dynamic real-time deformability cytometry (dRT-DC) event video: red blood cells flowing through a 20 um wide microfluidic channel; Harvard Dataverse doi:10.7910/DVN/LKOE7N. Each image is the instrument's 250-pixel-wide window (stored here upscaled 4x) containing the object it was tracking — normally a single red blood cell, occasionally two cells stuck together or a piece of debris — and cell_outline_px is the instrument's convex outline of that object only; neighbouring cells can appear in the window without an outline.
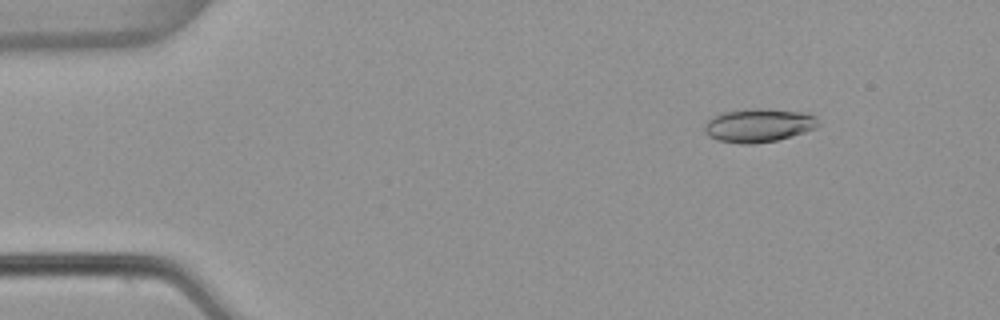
{"species": "common noctule bat (a hibernating species)", "species_latin": "Nyctalus noctula", "temperature_condition": "warm", "stored_images_in_passage": 53, "camera_frame_rate_fps": 3000, "um_per_image_px": 0.085, "animal": {"sex": "female", "body_mass_g": 22.7, "forearm_length_mm": 54.2}, "frame": {"image": 1, "passage_image": 7, "time_ms": 2.0, "image_size_px": [1000, 320], "cell_outline_px": [[820, 124], [816, 128], [804, 132], [776, 140], [752, 144], [744, 144], [720, 140], [708, 136], [704, 132], [704, 124], [708, 120], [720, 112], [756, 108], [768, 108], [808, 112], [816, 116]], "centroid_in_image_um": [64.51, 10.63], "position_along_channel_um": 20.5, "area_um2": 22.43}}
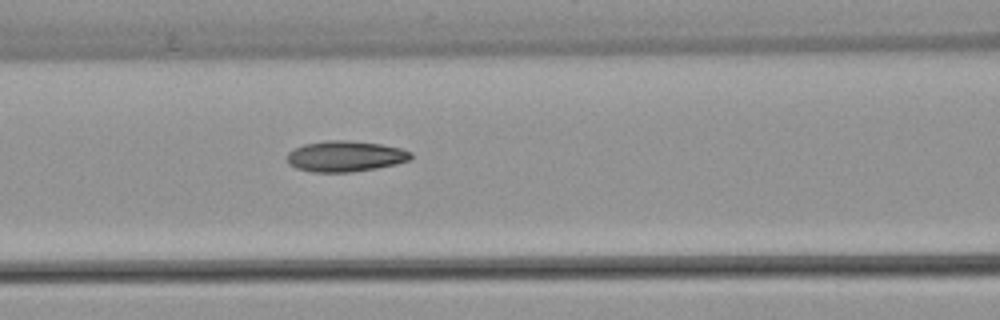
{"frame": {"image": 2, "passage_image": 23, "time_ms": 7.333, "image_size_px": [1000, 320], "cell_outline_px": [[412, 156], [408, 160], [396, 164], [376, 168], [352, 172], [312, 172], [296, 168], [288, 164], [288, 152], [304, 144], [328, 140], [348, 140], [380, 144], [400, 148], [412, 152]], "centroid_in_image_um": [29.34, 13.28], "position_along_channel_um": 137.3, "area_um2": 22.14}}
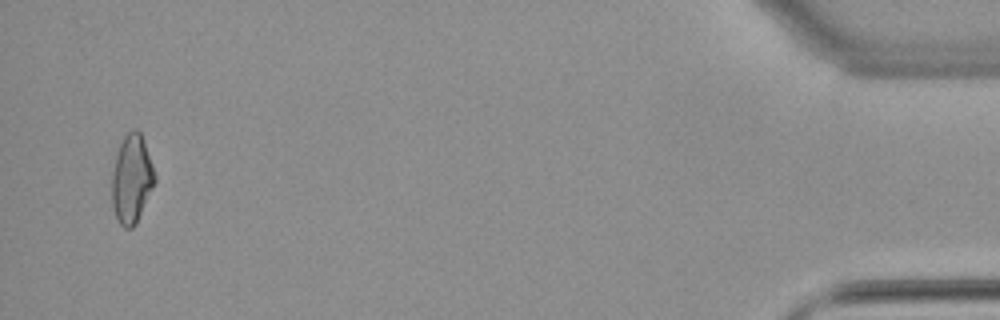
{"frame": {"image": 3, "passage_image": 52, "time_ms": 17.0, "image_size_px": [1000, 320], "cell_outline_px": [[156, 180], [136, 224], [132, 228], [124, 228], [120, 224], [116, 216], [112, 204], [112, 172], [116, 156], [120, 144], [124, 136], [132, 128], [136, 128], [140, 132], [152, 164], [156, 176]], "centroid_in_image_um": [11.19, 15.22], "position_along_channel_um": 424.0, "area_um2": 21.91}, "authors_computed_cell_mechanics": {"area_um2": 21.5016, "velocity_mm_per_s": 3.8533, "shape_relaxation_time_tau1_ms": null, "shape_relaxation_time_tau2_ms": 2.8867, "deformation_change_tau1": null, "deformation_change_tau2": 0.1072}}